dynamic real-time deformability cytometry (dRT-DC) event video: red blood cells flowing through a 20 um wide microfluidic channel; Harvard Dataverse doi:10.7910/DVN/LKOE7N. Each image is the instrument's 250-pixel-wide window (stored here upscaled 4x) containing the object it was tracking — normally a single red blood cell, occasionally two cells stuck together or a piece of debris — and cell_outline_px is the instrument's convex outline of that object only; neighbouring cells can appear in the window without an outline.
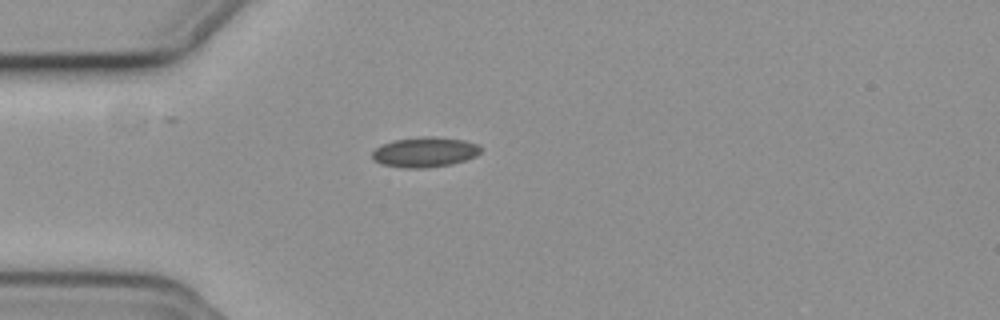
{"species": "common noctule bat (a hibernating species)", "species_latin": "Nyctalus noctula", "temperature_condition": "cold", "stored_images_in_passage": 33, "camera_frame_rate_fps": 3000, "um_per_image_px": 0.085, "animal": {"sex": "female", "body_mass_g": 19.3, "forearm_length_mm": 54.1}, "frame": {"image": 1, "passage_image": 1, "time_ms": 0.0, "image_size_px": [1000, 320], "cell_outline_px": [[480, 152], [476, 156], [452, 164], [424, 168], [404, 168], [380, 164], [372, 160], [372, 152], [380, 144], [392, 140], [424, 136], [432, 136], [464, 140], [476, 144], [480, 148]], "centroid_in_image_um": [36.05, 12.93], "position_along_channel_um": 49.0, "area_um2": 19.13}}
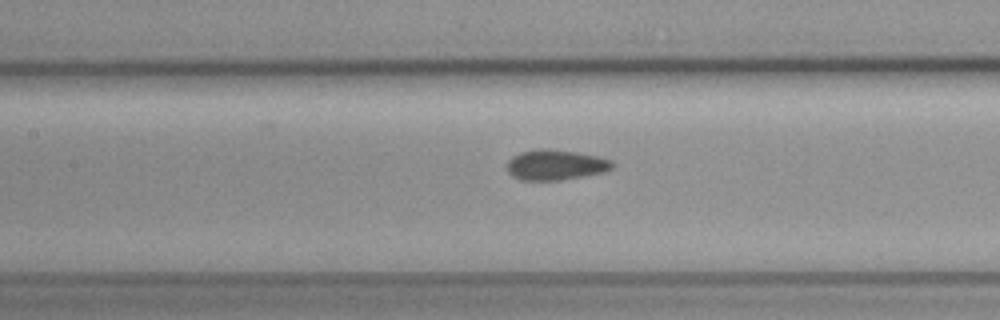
{"frame": {"image": 2, "passage_image": 11, "time_ms": 3.333, "image_size_px": [1000, 320], "cell_outline_px": [[616, 164], [612, 168], [604, 172], [560, 180], [520, 180], [512, 176], [508, 172], [508, 160], [512, 156], [520, 152], [536, 148], [548, 148], [576, 152], [596, 156], [612, 160]], "centroid_in_image_um": [47.21, 14.0], "position_along_channel_um": 160.2, "area_um2": 18.73}}
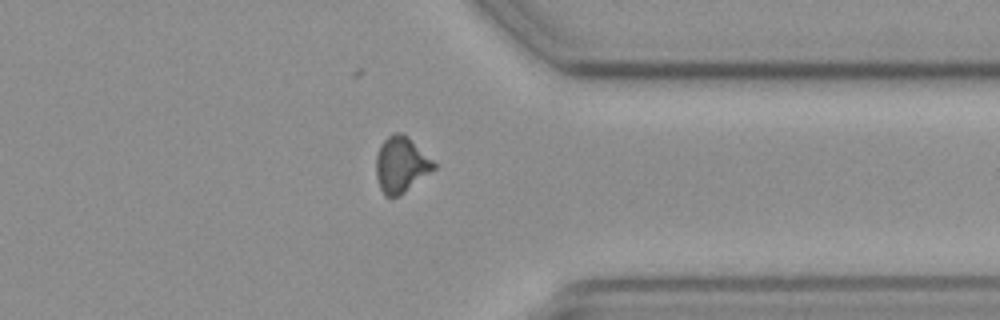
{"frame": {"image": 3, "passage_image": 29, "time_ms": 9.333, "image_size_px": [1000, 320], "cell_outline_px": [[436, 168], [400, 196], [384, 196], [380, 188], [376, 176], [376, 156], [380, 144], [388, 136], [396, 132], [400, 132], [408, 136], [436, 164]], "centroid_in_image_um": [34.08, 14.0], "position_along_channel_um": 377.3, "area_um2": 18.73}, "authors_computed_cell_mechanics": {"area_um2": 18.2648, "velocity_mm_per_s": 3.7275, "shape_relaxation_time_tau1_ms": null, "shape_relaxation_time_tau2_ms": 1.9574, "deformation_change_tau1": null, "deformation_change_tau2": 0.0808}}